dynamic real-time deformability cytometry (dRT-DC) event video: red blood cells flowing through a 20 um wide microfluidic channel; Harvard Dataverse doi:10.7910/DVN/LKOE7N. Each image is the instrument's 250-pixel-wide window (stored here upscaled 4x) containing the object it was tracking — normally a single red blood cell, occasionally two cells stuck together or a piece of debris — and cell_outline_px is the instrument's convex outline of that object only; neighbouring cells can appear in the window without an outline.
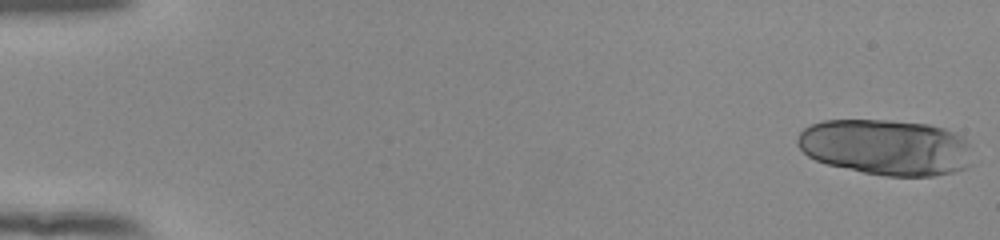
{"species": "human", "species_latin": "Homo sapiens", "temperature_condition": "room temperature", "stored_images_in_passage": 13, "camera_frame_rate_fps": 3000, "um_per_image_px": 0.085, "donor": {"sex": "female"}, "frame": {"image": 1, "passage_image": 1, "time_ms": 0.0, "image_size_px": [1000, 240], "cell_outline_px": [[972, 164], [968, 168], [952, 172], [932, 176], [884, 176], [864, 172], [828, 164], [816, 160], [808, 156], [796, 144], [796, 140], [800, 132], [804, 128], [812, 124], [824, 120], [888, 120], [928, 124], [944, 128], [956, 132], [964, 136], [972, 144]], "centroid_in_image_um": [75.38, 12.51], "position_along_channel_um": 9.6, "area_um2": 57.68}}